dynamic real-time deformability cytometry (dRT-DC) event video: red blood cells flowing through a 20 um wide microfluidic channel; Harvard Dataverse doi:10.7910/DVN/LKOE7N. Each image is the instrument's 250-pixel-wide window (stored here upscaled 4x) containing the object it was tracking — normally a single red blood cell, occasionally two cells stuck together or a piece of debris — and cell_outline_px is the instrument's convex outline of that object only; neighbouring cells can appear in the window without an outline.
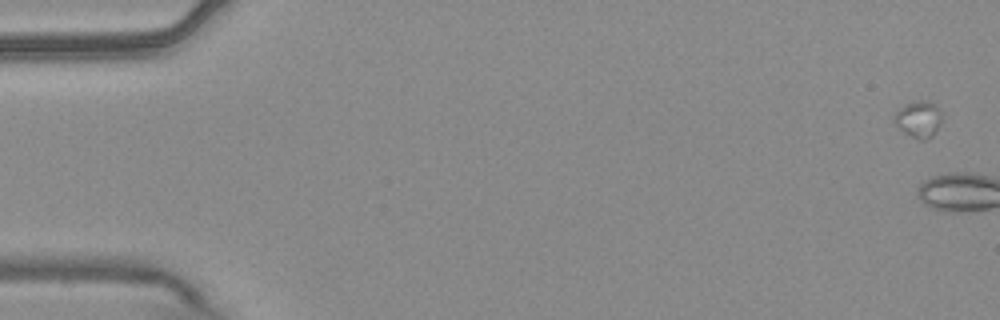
{"species": "common noctule bat (a hibernating species)", "species_latin": "Nyctalus noctula", "temperature_condition": "warm", "stored_images_in_passage": 4, "camera_frame_rate_fps": 3000, "um_per_image_px": 0.085, "animal": {"sex": "male", "body_mass_g": 20.4}, "frame": {"image": 1, "passage_image": 2, "time_ms": 0.333, "image_size_px": [1000, 320], "cell_outline_px": [[940, 124], [936, 132], [928, 140], [920, 140], [904, 132], [892, 120], [896, 112], [904, 104], [916, 100], [928, 100], [936, 104], [940, 112]], "centroid_in_image_um": [78.08, 10.11], "position_along_channel_um": 6.9, "area_um2": 10.17}}